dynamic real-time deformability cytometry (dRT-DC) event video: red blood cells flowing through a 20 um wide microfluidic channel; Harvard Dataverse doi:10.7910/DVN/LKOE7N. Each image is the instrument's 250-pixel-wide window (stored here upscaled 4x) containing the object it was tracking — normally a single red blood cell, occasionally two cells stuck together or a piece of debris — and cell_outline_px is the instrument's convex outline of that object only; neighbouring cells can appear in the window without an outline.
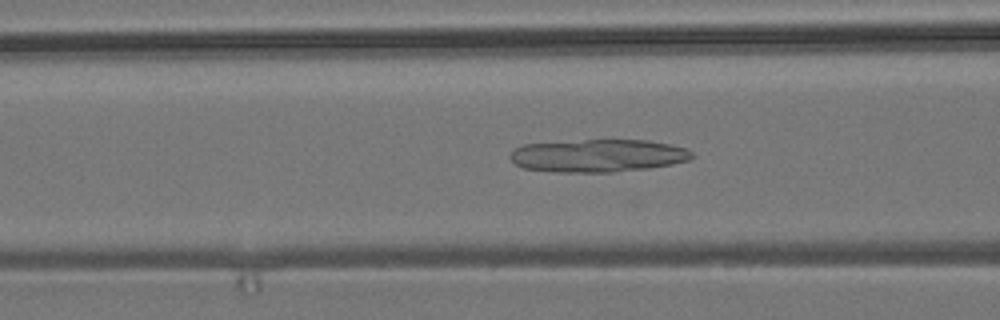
{"species": "common noctule bat (a hibernating species)", "species_latin": "Nyctalus noctula", "temperature_condition": "room temperature", "stored_images_in_passage": 40, "camera_frame_rate_fps": 3000, "um_per_image_px": 0.085, "animal": {"sex": "male", "body_mass_g": 19.2, "forearm_length_mm": 51.8}, "frame": {"image": 1, "passage_image": 6, "time_ms": 1.667, "image_size_px": [1000, 320], "cell_outline_px": [[692, 156], [688, 160], [672, 164], [648, 168], [612, 172], [556, 172], [524, 168], [516, 164], [508, 156], [516, 148], [524, 144], [584, 140], [648, 140], [668, 144], [684, 148], [692, 152]], "centroid_in_image_um": [50.81, 13.23], "position_along_channel_um": 115.8, "area_um2": 34.45}}
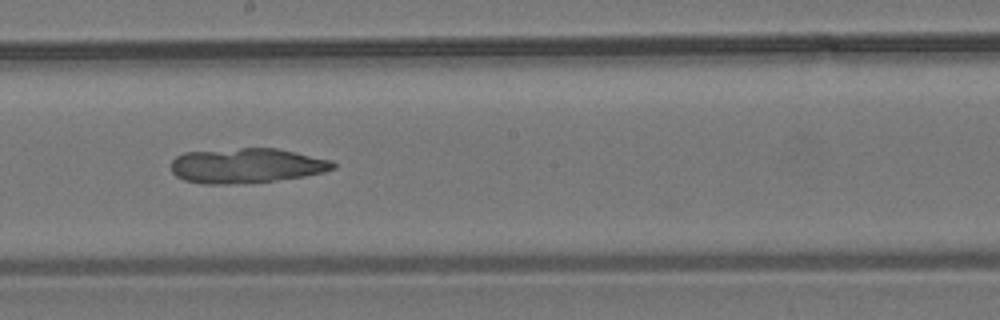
{"frame": {"image": 2, "passage_image": 15, "time_ms": 4.667, "image_size_px": [1000, 320], "cell_outline_px": [[336, 168], [324, 172], [304, 176], [272, 180], [232, 184], [204, 184], [184, 180], [176, 176], [172, 172], [172, 160], [176, 156], [184, 152], [240, 148], [276, 148], [296, 152], [332, 160], [336, 164]], "centroid_in_image_um": [20.95, 14.07], "position_along_channel_um": 227.3, "area_um2": 32.89}}
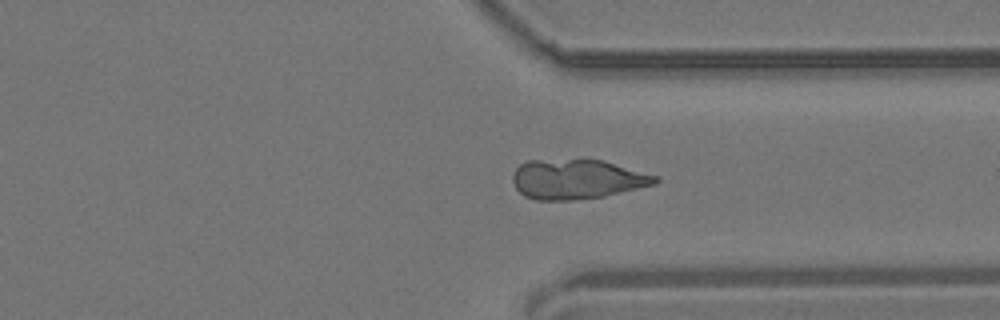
{"frame": {"image": 3, "passage_image": 26, "time_ms": 8.333, "image_size_px": [1000, 320], "cell_outline_px": [[660, 180], [656, 184], [604, 196], [572, 200], [536, 200], [524, 196], [516, 188], [512, 180], [512, 176], [516, 168], [520, 164], [528, 160], [604, 160], [660, 176]], "centroid_in_image_um": [49.07, 15.23], "position_along_channel_um": 362.3, "area_um2": 33.06}}